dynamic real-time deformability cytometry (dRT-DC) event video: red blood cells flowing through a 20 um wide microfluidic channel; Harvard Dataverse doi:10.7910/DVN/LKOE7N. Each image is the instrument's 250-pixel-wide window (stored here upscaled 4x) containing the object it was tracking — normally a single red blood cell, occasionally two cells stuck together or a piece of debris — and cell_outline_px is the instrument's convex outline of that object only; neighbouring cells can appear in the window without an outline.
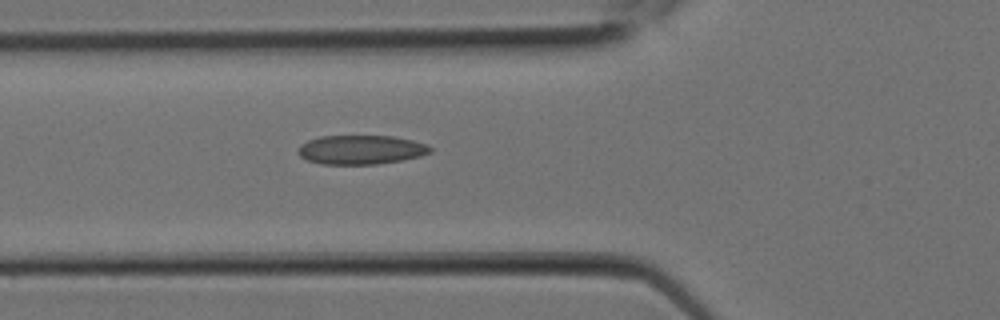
{"species": "Egyptian fruit bat (a non-hibernating species)", "species_latin": "Rousettus aegyptiacus", "temperature_condition": "room temperature", "stored_images_in_passage": 9, "camera_frame_rate_fps": 3000, "um_per_image_px": 0.085, "animal": {"sex": "female"}, "frame": {"image": 1, "passage_image": 9, "time_ms": 2.667, "image_size_px": [1000, 320], "cell_outline_px": [[432, 152], [420, 156], [400, 160], [376, 164], [320, 164], [308, 160], [300, 156], [296, 152], [296, 148], [300, 144], [308, 140], [320, 136], [392, 136], [412, 140], [428, 144], [432, 148]], "centroid_in_image_um": [30.65, 12.72], "position_along_channel_um": 95.2, "area_um2": 22.54}}